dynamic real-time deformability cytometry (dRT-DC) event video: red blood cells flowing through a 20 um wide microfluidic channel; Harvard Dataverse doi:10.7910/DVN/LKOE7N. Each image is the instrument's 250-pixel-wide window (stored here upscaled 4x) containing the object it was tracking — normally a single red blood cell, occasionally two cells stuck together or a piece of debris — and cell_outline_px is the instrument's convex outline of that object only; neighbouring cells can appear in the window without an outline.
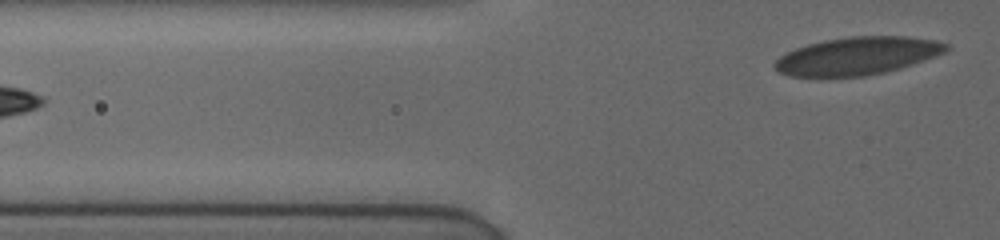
{"species": "human", "species_latin": "Homo sapiens", "temperature_condition": "cold", "stored_images_in_passage": 5, "segment_of_instrument_passage": [2, 2], "camera_frame_rate_fps": 3000, "um_per_image_px": 0.085, "donor": {"sex": "female"}, "frame": {"image": 1, "passage_image": 5, "time_ms": 4.333, "image_size_px": [1000, 240], "cell_outline_px": [[948, 48], [944, 52], [912, 64], [900, 68], [884, 72], [864, 76], [792, 76], [780, 72], [772, 64], [780, 56], [796, 48], [808, 44], [824, 40], [848, 36], [908, 36], [932, 40], [948, 44]], "centroid_in_image_um": [72.86, 4.74], "position_along_channel_um": 52.9, "area_um2": 37.28}}